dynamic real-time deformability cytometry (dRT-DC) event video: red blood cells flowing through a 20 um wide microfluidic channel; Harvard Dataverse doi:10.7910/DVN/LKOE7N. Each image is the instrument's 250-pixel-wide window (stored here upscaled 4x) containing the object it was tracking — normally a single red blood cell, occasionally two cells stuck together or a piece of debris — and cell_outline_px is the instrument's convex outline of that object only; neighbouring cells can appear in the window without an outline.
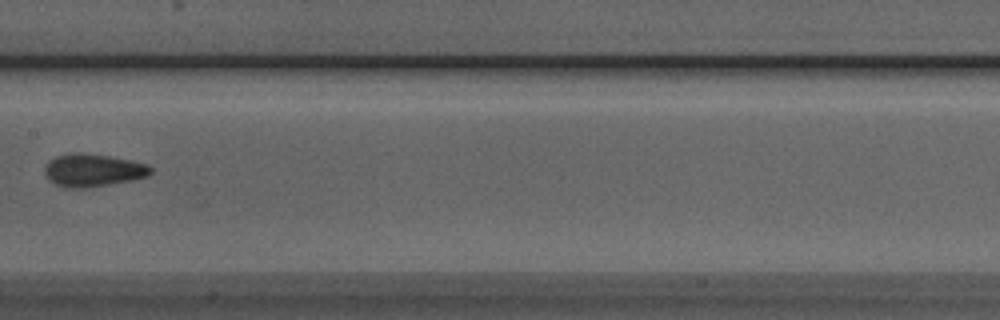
{"species": "Egyptian fruit bat (a non-hibernating species)", "species_latin": "Rousettus aegyptiacus", "temperature_condition": "room temperature", "stored_images_in_passage": 7, "camera_frame_rate_fps": 3000, "um_per_image_px": 0.085, "animal": {"sex": "male"}, "frame": {"image": 1, "passage_image": 7, "time_ms": 2.0, "image_size_px": [1000, 320], "cell_outline_px": [[152, 172], [148, 176], [132, 180], [84, 188], [64, 188], [48, 180], [44, 172], [44, 168], [48, 160], [56, 156], [72, 152], [80, 152], [108, 156], [148, 164], [152, 168]], "centroid_in_image_um": [7.86, 14.47], "position_along_channel_um": 199.5, "area_um2": 20.29}}